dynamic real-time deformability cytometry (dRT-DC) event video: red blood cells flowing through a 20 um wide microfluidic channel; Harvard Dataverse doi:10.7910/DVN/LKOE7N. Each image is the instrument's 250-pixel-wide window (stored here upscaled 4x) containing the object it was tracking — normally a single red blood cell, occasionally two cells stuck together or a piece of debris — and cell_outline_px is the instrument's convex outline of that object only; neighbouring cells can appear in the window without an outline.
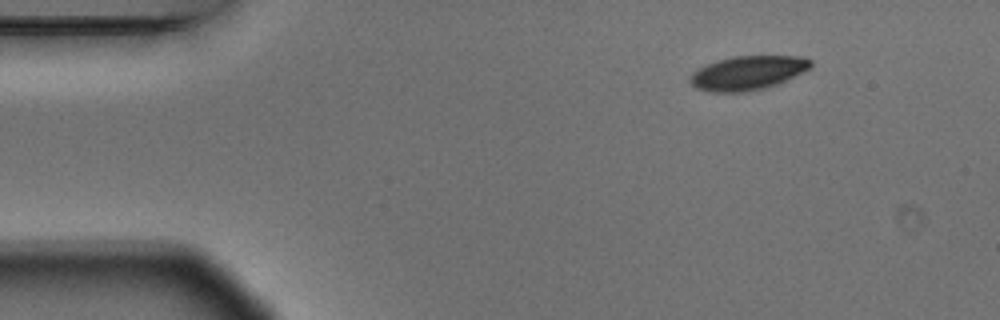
{"species": "Egyptian fruit bat (a non-hibernating species)", "species_latin": "Rousettus aegyptiacus", "temperature_condition": "warm", "stored_images_in_passage": 4, "camera_frame_rate_fps": 3000, "um_per_image_px": 0.085, "animal": {"sex": "male"}, "frame": {"image": 1, "passage_image": 4, "time_ms": 1.0, "image_size_px": [1000, 320], "cell_outline_px": [[812, 64], [808, 68], [776, 84], [764, 88], [744, 92], [708, 92], [696, 88], [688, 80], [688, 76], [692, 72], [716, 60], [732, 56], [800, 56], [812, 60]], "centroid_in_image_um": [63.48, 6.19], "position_along_channel_um": 21.5, "area_um2": 23.7}}